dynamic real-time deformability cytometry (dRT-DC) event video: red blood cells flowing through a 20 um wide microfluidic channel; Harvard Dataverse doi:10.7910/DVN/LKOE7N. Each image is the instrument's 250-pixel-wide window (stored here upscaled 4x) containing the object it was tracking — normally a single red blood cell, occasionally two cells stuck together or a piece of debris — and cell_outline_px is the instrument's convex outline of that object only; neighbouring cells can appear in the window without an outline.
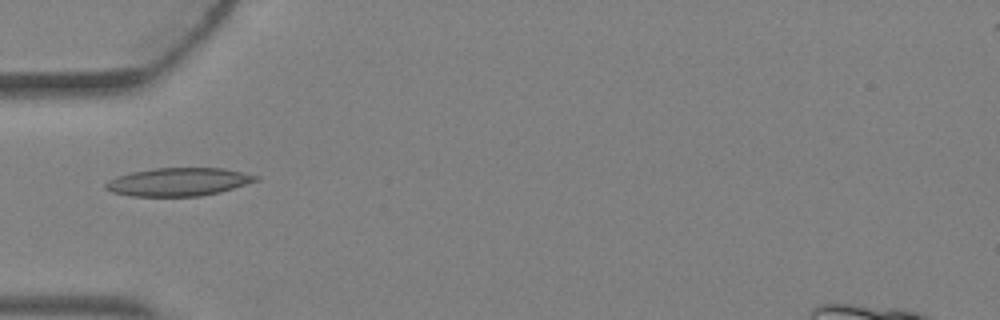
{"species": "Egyptian fruit bat (a non-hibernating species)", "species_latin": "Rousettus aegyptiacus", "temperature_condition": "warm", "stored_images_in_passage": 2, "camera_frame_rate_fps": 3000, "um_per_image_px": 0.085, "animal": {"sex": "female"}, "frame": {"image": 1, "passage_image": 1, "time_ms": 0.0, "image_size_px": [1000, 320], "cell_outline_px": [[260, 180], [220, 192], [200, 196], [132, 196], [112, 192], [104, 188], [104, 184], [108, 180], [116, 176], [132, 172], [152, 168], [224, 168], [260, 176]], "centroid_in_image_um": [15.17, 15.45], "position_along_channel_um": 69.8, "area_um2": 24.74}}
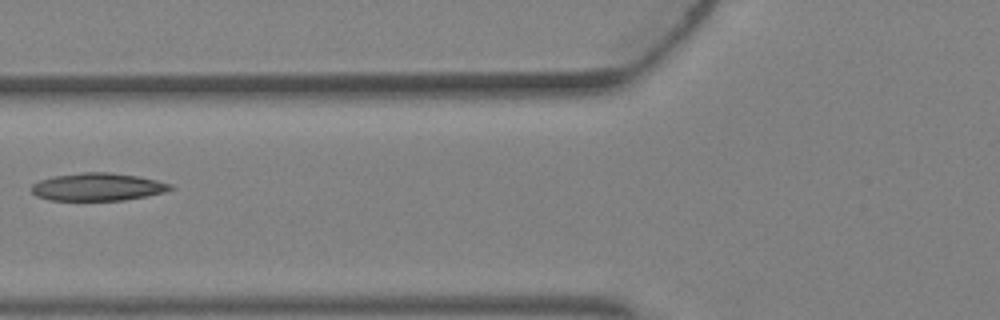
{"frame": {"image": 2, "passage_image": 2, "time_ms": 0.333, "image_size_px": [1000, 320], "cell_outline_px": [[176, 188], [164, 192], [148, 196], [124, 200], [48, 200], [36, 196], [32, 192], [32, 184], [40, 180], [52, 176], [84, 172], [108, 172], [136, 176], [156, 180], [172, 184]], "centroid_in_image_um": [8.31, 15.89], "position_along_channel_um": 117.5, "area_um2": 22.48}}